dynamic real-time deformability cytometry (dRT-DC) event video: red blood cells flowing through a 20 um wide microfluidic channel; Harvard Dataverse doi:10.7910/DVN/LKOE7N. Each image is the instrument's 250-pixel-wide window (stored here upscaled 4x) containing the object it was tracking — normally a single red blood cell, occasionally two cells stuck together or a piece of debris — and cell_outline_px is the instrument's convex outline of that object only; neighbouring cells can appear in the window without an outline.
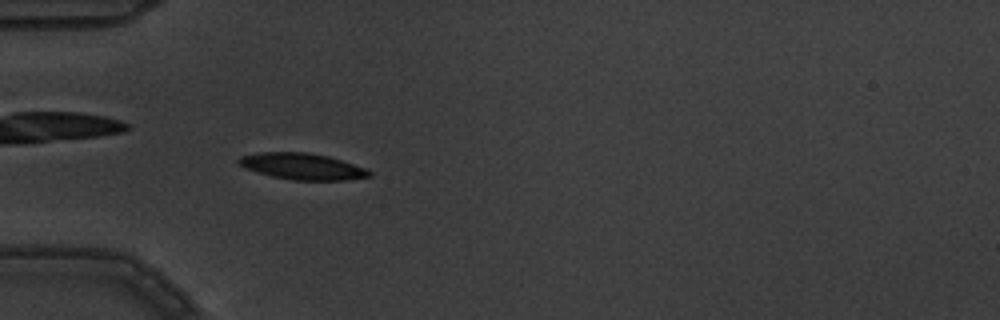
{"species": "common noctule bat (a hibernating species)", "species_latin": "Nyctalus noctula", "temperature_condition": "warm", "stored_images_in_passage": 5, "camera_frame_rate_fps": 3000, "um_per_image_px": 0.085, "animal": {"sex": "male", "body_mass_g": 19.5, "forearm_length_mm": 54.6}, "frame": {"image": 1, "passage_image": 5, "time_ms": 1.333, "image_size_px": [1000, 320], "cell_outline_px": [[372, 176], [344, 180], [292, 180], [272, 176], [248, 168], [240, 164], [236, 160], [240, 156], [260, 152], [308, 152], [328, 156], [364, 168], [372, 172]], "centroid_in_image_um": [25.7, 14.14], "position_along_channel_um": 59.3, "area_um2": 19.71}}